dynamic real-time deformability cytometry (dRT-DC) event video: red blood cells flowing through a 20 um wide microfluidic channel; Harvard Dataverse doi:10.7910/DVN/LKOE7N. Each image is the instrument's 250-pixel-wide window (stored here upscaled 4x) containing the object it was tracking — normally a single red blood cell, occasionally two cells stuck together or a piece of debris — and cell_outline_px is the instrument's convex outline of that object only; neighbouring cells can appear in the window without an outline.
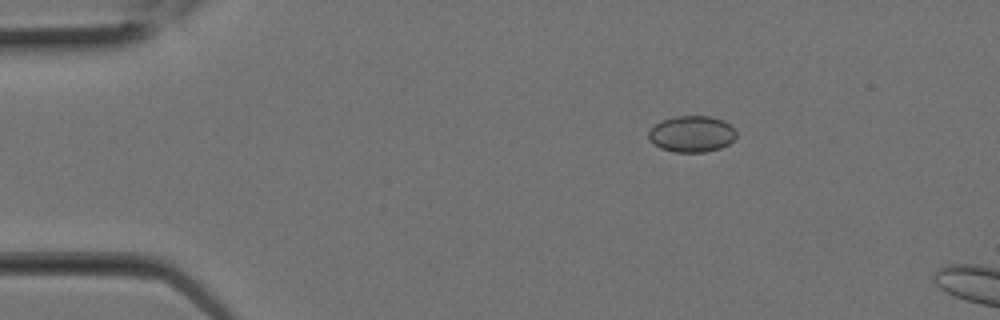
{"species": "Egyptian fruit bat (a non-hibernating species)", "species_latin": "Rousettus aegyptiacus", "temperature_condition": "room temperature", "stored_images_in_passage": 3, "camera_frame_rate_fps": 3000, "um_per_image_px": 0.085, "animal": {"sex": "female"}, "frame": {"image": 1, "passage_image": 2, "time_ms": 0.333, "image_size_px": [1000, 320], "cell_outline_px": [[736, 136], [728, 144], [720, 148], [704, 152], [676, 152], [660, 148], [648, 136], [648, 132], [660, 120], [672, 116], [712, 116], [724, 120], [736, 128]], "centroid_in_image_um": [58.83, 11.36], "position_along_channel_um": 26.2, "area_um2": 18.61}}